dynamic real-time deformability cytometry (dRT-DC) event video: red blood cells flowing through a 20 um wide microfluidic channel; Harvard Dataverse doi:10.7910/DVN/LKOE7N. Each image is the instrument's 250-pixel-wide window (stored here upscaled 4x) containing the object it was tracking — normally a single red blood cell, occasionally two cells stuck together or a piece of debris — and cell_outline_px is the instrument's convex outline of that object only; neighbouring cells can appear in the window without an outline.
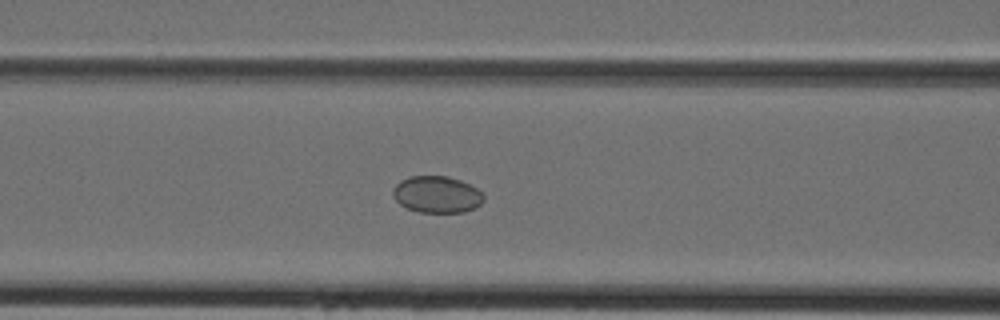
{"species": "Egyptian fruit bat (a non-hibernating species)", "species_latin": "Rousettus aegyptiacus", "temperature_condition": "cold", "stored_images_in_passage": 44, "camera_frame_rate_fps": 3000, "um_per_image_px": 0.085, "animal": {"sex": "female"}, "frame": {"image": 1, "passage_image": 18, "time_ms": 5.667, "image_size_px": [1000, 320], "cell_outline_px": [[484, 200], [476, 208], [464, 212], [420, 212], [408, 208], [400, 204], [392, 196], [392, 188], [400, 180], [408, 176], [448, 176], [460, 180], [484, 192]], "centroid_in_image_um": [37.13, 16.52], "position_along_channel_um": 129.5, "area_um2": 19.59}}
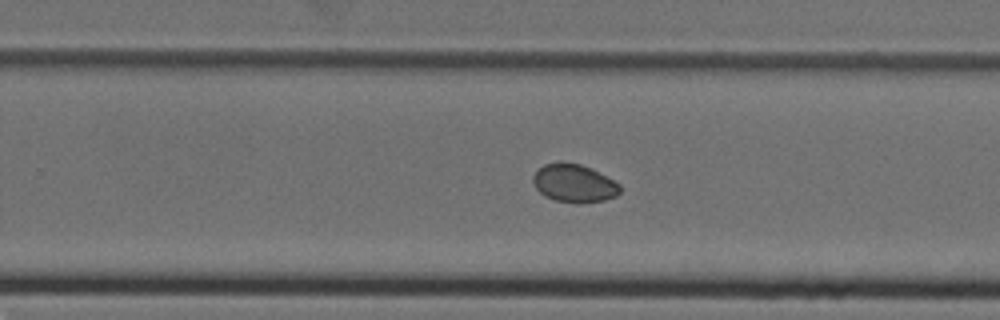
{"frame": {"image": 2, "passage_image": 28, "time_ms": 9.0, "image_size_px": [1000, 320], "cell_outline_px": [[620, 192], [616, 196], [604, 200], [580, 204], [556, 200], [544, 196], [536, 188], [532, 180], [532, 176], [544, 164], [560, 160], [580, 164], [592, 168], [620, 184]], "centroid_in_image_um": [48.79, 15.56], "position_along_channel_um": 281.0, "area_um2": 19.54}}
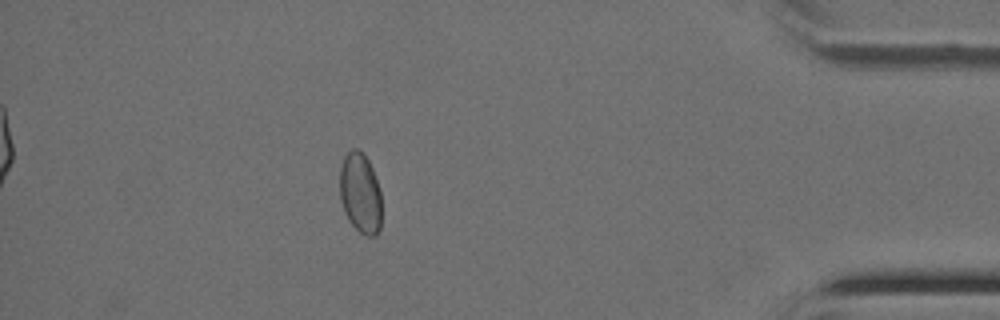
{"frame": {"image": 3, "passage_image": 39, "time_ms": 12.667, "image_size_px": [1000, 320], "cell_outline_px": [[380, 228], [376, 236], [368, 236], [360, 232], [348, 220], [344, 212], [340, 200], [340, 164], [344, 156], [352, 148], [356, 148], [364, 152], [372, 168], [380, 192]], "centroid_in_image_um": [30.6, 16.39], "position_along_channel_um": 404.6, "area_um2": 19.65}}